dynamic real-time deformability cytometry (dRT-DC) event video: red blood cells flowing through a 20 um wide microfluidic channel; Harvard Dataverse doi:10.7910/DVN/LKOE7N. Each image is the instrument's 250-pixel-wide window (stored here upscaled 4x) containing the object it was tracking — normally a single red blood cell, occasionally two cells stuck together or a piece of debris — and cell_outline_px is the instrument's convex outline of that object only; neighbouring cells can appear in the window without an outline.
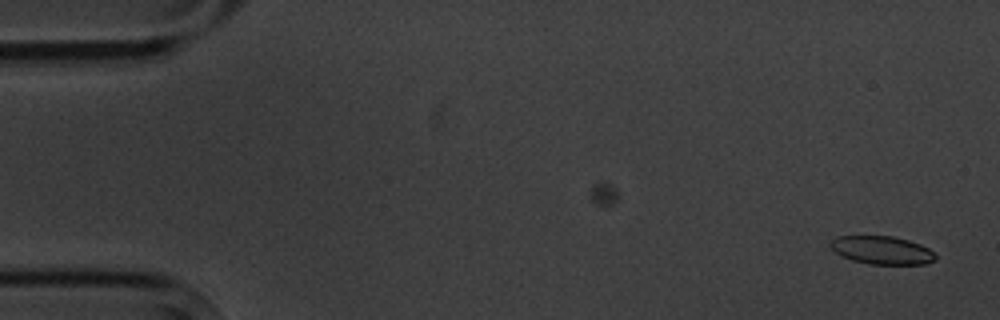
{"species": "common noctule bat (a hibernating species)", "species_latin": "Nyctalus noctula", "temperature_condition": "cold", "stored_images_in_passage": 2, "camera_frame_rate_fps": 3000, "um_per_image_px": 0.085, "animal": {"sex": "male", "body_mass_g": 20.1, "forearm_length_mm": 53.5}, "frame": {"image": 1, "passage_image": 2, "time_ms": 1.333, "image_size_px": [1000, 320], "cell_outline_px": [[936, 260], [924, 264], [868, 264], [852, 260], [836, 252], [828, 244], [836, 236], [892, 236], [908, 240], [920, 244], [928, 248], [936, 256]], "centroid_in_image_um": [74.97, 21.26], "position_along_channel_um": 10.0, "area_um2": 17.11}}